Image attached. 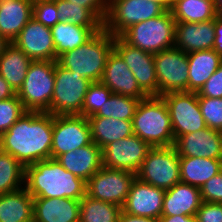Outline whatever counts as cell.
I'll use <instances>...</instances> for the list:
<instances>
[{"label":"cell","mask_w":222,"mask_h":222,"mask_svg":"<svg viewBox=\"0 0 222 222\" xmlns=\"http://www.w3.org/2000/svg\"><path fill=\"white\" fill-rule=\"evenodd\" d=\"M53 115L27 111L0 136V149L24 167L51 158Z\"/></svg>","instance_id":"6da1fadb"},{"label":"cell","mask_w":222,"mask_h":222,"mask_svg":"<svg viewBox=\"0 0 222 222\" xmlns=\"http://www.w3.org/2000/svg\"><path fill=\"white\" fill-rule=\"evenodd\" d=\"M24 187L33 198L81 200L86 195V182L53 158L26 166Z\"/></svg>","instance_id":"7a4b0ae2"},{"label":"cell","mask_w":222,"mask_h":222,"mask_svg":"<svg viewBox=\"0 0 222 222\" xmlns=\"http://www.w3.org/2000/svg\"><path fill=\"white\" fill-rule=\"evenodd\" d=\"M114 39L103 28L78 48L60 55L57 63L91 82H100Z\"/></svg>","instance_id":"3957f363"},{"label":"cell","mask_w":222,"mask_h":222,"mask_svg":"<svg viewBox=\"0 0 222 222\" xmlns=\"http://www.w3.org/2000/svg\"><path fill=\"white\" fill-rule=\"evenodd\" d=\"M133 134L151 147L174 145V134L166 102L161 96L140 100L132 120Z\"/></svg>","instance_id":"277c9868"},{"label":"cell","mask_w":222,"mask_h":222,"mask_svg":"<svg viewBox=\"0 0 222 222\" xmlns=\"http://www.w3.org/2000/svg\"><path fill=\"white\" fill-rule=\"evenodd\" d=\"M176 22L170 10L162 15L134 24L120 37L129 45L157 54L174 47Z\"/></svg>","instance_id":"5b68a950"},{"label":"cell","mask_w":222,"mask_h":222,"mask_svg":"<svg viewBox=\"0 0 222 222\" xmlns=\"http://www.w3.org/2000/svg\"><path fill=\"white\" fill-rule=\"evenodd\" d=\"M57 61H32L16 95L27 111L50 113Z\"/></svg>","instance_id":"8992f818"},{"label":"cell","mask_w":222,"mask_h":222,"mask_svg":"<svg viewBox=\"0 0 222 222\" xmlns=\"http://www.w3.org/2000/svg\"><path fill=\"white\" fill-rule=\"evenodd\" d=\"M91 83L90 80L56 63L50 113L52 115L82 116V104Z\"/></svg>","instance_id":"52a82bcc"},{"label":"cell","mask_w":222,"mask_h":222,"mask_svg":"<svg viewBox=\"0 0 222 222\" xmlns=\"http://www.w3.org/2000/svg\"><path fill=\"white\" fill-rule=\"evenodd\" d=\"M136 177L142 182L167 190L180 180V162L174 146L152 147Z\"/></svg>","instance_id":"ba28073f"},{"label":"cell","mask_w":222,"mask_h":222,"mask_svg":"<svg viewBox=\"0 0 222 222\" xmlns=\"http://www.w3.org/2000/svg\"><path fill=\"white\" fill-rule=\"evenodd\" d=\"M166 9L152 0H109L104 29L114 37L142 21L162 15Z\"/></svg>","instance_id":"9c48e42d"},{"label":"cell","mask_w":222,"mask_h":222,"mask_svg":"<svg viewBox=\"0 0 222 222\" xmlns=\"http://www.w3.org/2000/svg\"><path fill=\"white\" fill-rule=\"evenodd\" d=\"M167 104L174 139L206 128L197 92H170L161 96Z\"/></svg>","instance_id":"30bf717a"},{"label":"cell","mask_w":222,"mask_h":222,"mask_svg":"<svg viewBox=\"0 0 222 222\" xmlns=\"http://www.w3.org/2000/svg\"><path fill=\"white\" fill-rule=\"evenodd\" d=\"M135 178V173L102 166L86 182V194L122 207Z\"/></svg>","instance_id":"8fae6325"},{"label":"cell","mask_w":222,"mask_h":222,"mask_svg":"<svg viewBox=\"0 0 222 222\" xmlns=\"http://www.w3.org/2000/svg\"><path fill=\"white\" fill-rule=\"evenodd\" d=\"M158 96L170 92L188 91L187 53L176 48H168L154 54Z\"/></svg>","instance_id":"7c38bea8"},{"label":"cell","mask_w":222,"mask_h":222,"mask_svg":"<svg viewBox=\"0 0 222 222\" xmlns=\"http://www.w3.org/2000/svg\"><path fill=\"white\" fill-rule=\"evenodd\" d=\"M92 143L88 119L80 115H53L51 158Z\"/></svg>","instance_id":"4fadbf2b"},{"label":"cell","mask_w":222,"mask_h":222,"mask_svg":"<svg viewBox=\"0 0 222 222\" xmlns=\"http://www.w3.org/2000/svg\"><path fill=\"white\" fill-rule=\"evenodd\" d=\"M113 50L122 58L147 96H158V81L154 54L126 43L120 36L114 39Z\"/></svg>","instance_id":"5bb4252c"},{"label":"cell","mask_w":222,"mask_h":222,"mask_svg":"<svg viewBox=\"0 0 222 222\" xmlns=\"http://www.w3.org/2000/svg\"><path fill=\"white\" fill-rule=\"evenodd\" d=\"M151 148L134 134L111 142L102 149L103 166L136 174Z\"/></svg>","instance_id":"9a60e30c"},{"label":"cell","mask_w":222,"mask_h":222,"mask_svg":"<svg viewBox=\"0 0 222 222\" xmlns=\"http://www.w3.org/2000/svg\"><path fill=\"white\" fill-rule=\"evenodd\" d=\"M32 61H57L51 29L32 18L12 42Z\"/></svg>","instance_id":"2e32d148"},{"label":"cell","mask_w":222,"mask_h":222,"mask_svg":"<svg viewBox=\"0 0 222 222\" xmlns=\"http://www.w3.org/2000/svg\"><path fill=\"white\" fill-rule=\"evenodd\" d=\"M164 194V189L142 182L136 177L121 209L130 215L159 219Z\"/></svg>","instance_id":"e0dca14e"},{"label":"cell","mask_w":222,"mask_h":222,"mask_svg":"<svg viewBox=\"0 0 222 222\" xmlns=\"http://www.w3.org/2000/svg\"><path fill=\"white\" fill-rule=\"evenodd\" d=\"M179 156L222 159V131L204 128L174 141Z\"/></svg>","instance_id":"ac0fdd59"},{"label":"cell","mask_w":222,"mask_h":222,"mask_svg":"<svg viewBox=\"0 0 222 222\" xmlns=\"http://www.w3.org/2000/svg\"><path fill=\"white\" fill-rule=\"evenodd\" d=\"M100 82L114 94L131 96L140 100L148 97L141 90L129 67L114 50L108 55Z\"/></svg>","instance_id":"d6986e66"},{"label":"cell","mask_w":222,"mask_h":222,"mask_svg":"<svg viewBox=\"0 0 222 222\" xmlns=\"http://www.w3.org/2000/svg\"><path fill=\"white\" fill-rule=\"evenodd\" d=\"M215 41L214 19L205 22H176L174 46L190 53L211 50Z\"/></svg>","instance_id":"ffe728a7"},{"label":"cell","mask_w":222,"mask_h":222,"mask_svg":"<svg viewBox=\"0 0 222 222\" xmlns=\"http://www.w3.org/2000/svg\"><path fill=\"white\" fill-rule=\"evenodd\" d=\"M80 201L70 198H33V222H74L79 220Z\"/></svg>","instance_id":"44dd1931"},{"label":"cell","mask_w":222,"mask_h":222,"mask_svg":"<svg viewBox=\"0 0 222 222\" xmlns=\"http://www.w3.org/2000/svg\"><path fill=\"white\" fill-rule=\"evenodd\" d=\"M201 203L200 188L179 182L165 190L161 216H194Z\"/></svg>","instance_id":"7402d4cb"},{"label":"cell","mask_w":222,"mask_h":222,"mask_svg":"<svg viewBox=\"0 0 222 222\" xmlns=\"http://www.w3.org/2000/svg\"><path fill=\"white\" fill-rule=\"evenodd\" d=\"M57 160L67 171L85 182L103 166L102 149L94 142L61 154Z\"/></svg>","instance_id":"603a6c76"},{"label":"cell","mask_w":222,"mask_h":222,"mask_svg":"<svg viewBox=\"0 0 222 222\" xmlns=\"http://www.w3.org/2000/svg\"><path fill=\"white\" fill-rule=\"evenodd\" d=\"M32 0H0V35L12 43L33 18Z\"/></svg>","instance_id":"cb8c5ba5"},{"label":"cell","mask_w":222,"mask_h":222,"mask_svg":"<svg viewBox=\"0 0 222 222\" xmlns=\"http://www.w3.org/2000/svg\"><path fill=\"white\" fill-rule=\"evenodd\" d=\"M188 91L198 92L212 74L222 64V56L213 49L187 53Z\"/></svg>","instance_id":"d4e9b609"},{"label":"cell","mask_w":222,"mask_h":222,"mask_svg":"<svg viewBox=\"0 0 222 222\" xmlns=\"http://www.w3.org/2000/svg\"><path fill=\"white\" fill-rule=\"evenodd\" d=\"M103 28L82 27L65 21H59L55 26L50 28L56 57L58 58L63 53L78 48Z\"/></svg>","instance_id":"484cf974"},{"label":"cell","mask_w":222,"mask_h":222,"mask_svg":"<svg viewBox=\"0 0 222 222\" xmlns=\"http://www.w3.org/2000/svg\"><path fill=\"white\" fill-rule=\"evenodd\" d=\"M179 162L181 182L198 188L222 171V159L179 156Z\"/></svg>","instance_id":"4316f807"},{"label":"cell","mask_w":222,"mask_h":222,"mask_svg":"<svg viewBox=\"0 0 222 222\" xmlns=\"http://www.w3.org/2000/svg\"><path fill=\"white\" fill-rule=\"evenodd\" d=\"M0 222H33V196L25 187L0 194Z\"/></svg>","instance_id":"83f0119b"},{"label":"cell","mask_w":222,"mask_h":222,"mask_svg":"<svg viewBox=\"0 0 222 222\" xmlns=\"http://www.w3.org/2000/svg\"><path fill=\"white\" fill-rule=\"evenodd\" d=\"M91 139L103 149L111 142L133 135L132 121L106 117H88Z\"/></svg>","instance_id":"f1b7e54d"},{"label":"cell","mask_w":222,"mask_h":222,"mask_svg":"<svg viewBox=\"0 0 222 222\" xmlns=\"http://www.w3.org/2000/svg\"><path fill=\"white\" fill-rule=\"evenodd\" d=\"M32 60L14 43H9L0 56V75L17 92L26 78Z\"/></svg>","instance_id":"f546056e"},{"label":"cell","mask_w":222,"mask_h":222,"mask_svg":"<svg viewBox=\"0 0 222 222\" xmlns=\"http://www.w3.org/2000/svg\"><path fill=\"white\" fill-rule=\"evenodd\" d=\"M170 11L175 22H205L219 15L214 0H174Z\"/></svg>","instance_id":"4dcf8cb0"},{"label":"cell","mask_w":222,"mask_h":222,"mask_svg":"<svg viewBox=\"0 0 222 222\" xmlns=\"http://www.w3.org/2000/svg\"><path fill=\"white\" fill-rule=\"evenodd\" d=\"M120 206L93 199L87 194L80 201L81 222H118Z\"/></svg>","instance_id":"1f68e13d"},{"label":"cell","mask_w":222,"mask_h":222,"mask_svg":"<svg viewBox=\"0 0 222 222\" xmlns=\"http://www.w3.org/2000/svg\"><path fill=\"white\" fill-rule=\"evenodd\" d=\"M24 186L25 167L11 154L0 149V194L14 192Z\"/></svg>","instance_id":"d6a6232c"},{"label":"cell","mask_w":222,"mask_h":222,"mask_svg":"<svg viewBox=\"0 0 222 222\" xmlns=\"http://www.w3.org/2000/svg\"><path fill=\"white\" fill-rule=\"evenodd\" d=\"M140 99L114 94L103 104V106L90 117H106L119 120H133Z\"/></svg>","instance_id":"836d02e7"},{"label":"cell","mask_w":222,"mask_h":222,"mask_svg":"<svg viewBox=\"0 0 222 222\" xmlns=\"http://www.w3.org/2000/svg\"><path fill=\"white\" fill-rule=\"evenodd\" d=\"M60 21L82 27H104V24L88 9L67 0H54Z\"/></svg>","instance_id":"e575fe53"},{"label":"cell","mask_w":222,"mask_h":222,"mask_svg":"<svg viewBox=\"0 0 222 222\" xmlns=\"http://www.w3.org/2000/svg\"><path fill=\"white\" fill-rule=\"evenodd\" d=\"M112 95V91L101 82H92L82 104V116L94 115Z\"/></svg>","instance_id":"d590c367"},{"label":"cell","mask_w":222,"mask_h":222,"mask_svg":"<svg viewBox=\"0 0 222 222\" xmlns=\"http://www.w3.org/2000/svg\"><path fill=\"white\" fill-rule=\"evenodd\" d=\"M25 112H27V110L17 95L6 100H1L0 136L11 128Z\"/></svg>","instance_id":"8d00e7d4"},{"label":"cell","mask_w":222,"mask_h":222,"mask_svg":"<svg viewBox=\"0 0 222 222\" xmlns=\"http://www.w3.org/2000/svg\"><path fill=\"white\" fill-rule=\"evenodd\" d=\"M198 103L206 126L222 131V98L198 97Z\"/></svg>","instance_id":"74e56055"},{"label":"cell","mask_w":222,"mask_h":222,"mask_svg":"<svg viewBox=\"0 0 222 222\" xmlns=\"http://www.w3.org/2000/svg\"><path fill=\"white\" fill-rule=\"evenodd\" d=\"M33 18L46 27L55 26L60 20L54 0L33 1Z\"/></svg>","instance_id":"f35d334b"},{"label":"cell","mask_w":222,"mask_h":222,"mask_svg":"<svg viewBox=\"0 0 222 222\" xmlns=\"http://www.w3.org/2000/svg\"><path fill=\"white\" fill-rule=\"evenodd\" d=\"M200 193L202 202L222 203V171L207 180Z\"/></svg>","instance_id":"ab89813d"},{"label":"cell","mask_w":222,"mask_h":222,"mask_svg":"<svg viewBox=\"0 0 222 222\" xmlns=\"http://www.w3.org/2000/svg\"><path fill=\"white\" fill-rule=\"evenodd\" d=\"M198 97L222 98V64L197 92Z\"/></svg>","instance_id":"60d3db41"},{"label":"cell","mask_w":222,"mask_h":222,"mask_svg":"<svg viewBox=\"0 0 222 222\" xmlns=\"http://www.w3.org/2000/svg\"><path fill=\"white\" fill-rule=\"evenodd\" d=\"M196 218L197 222H222V203L202 202Z\"/></svg>","instance_id":"b9f144b4"},{"label":"cell","mask_w":222,"mask_h":222,"mask_svg":"<svg viewBox=\"0 0 222 222\" xmlns=\"http://www.w3.org/2000/svg\"><path fill=\"white\" fill-rule=\"evenodd\" d=\"M76 5L88 8L103 24L109 9V0H67Z\"/></svg>","instance_id":"7bdbcfd3"},{"label":"cell","mask_w":222,"mask_h":222,"mask_svg":"<svg viewBox=\"0 0 222 222\" xmlns=\"http://www.w3.org/2000/svg\"><path fill=\"white\" fill-rule=\"evenodd\" d=\"M215 41L213 50L222 56V14H219L215 19Z\"/></svg>","instance_id":"ee69618b"},{"label":"cell","mask_w":222,"mask_h":222,"mask_svg":"<svg viewBox=\"0 0 222 222\" xmlns=\"http://www.w3.org/2000/svg\"><path fill=\"white\" fill-rule=\"evenodd\" d=\"M118 222H160V220L156 218L134 216L121 211Z\"/></svg>","instance_id":"f6af8a7d"},{"label":"cell","mask_w":222,"mask_h":222,"mask_svg":"<svg viewBox=\"0 0 222 222\" xmlns=\"http://www.w3.org/2000/svg\"><path fill=\"white\" fill-rule=\"evenodd\" d=\"M16 92L9 83L0 75V101L14 97Z\"/></svg>","instance_id":"bcb514c9"},{"label":"cell","mask_w":222,"mask_h":222,"mask_svg":"<svg viewBox=\"0 0 222 222\" xmlns=\"http://www.w3.org/2000/svg\"><path fill=\"white\" fill-rule=\"evenodd\" d=\"M159 220L160 222H197L196 215L194 216H186V215L161 216Z\"/></svg>","instance_id":"7dc6e473"},{"label":"cell","mask_w":222,"mask_h":222,"mask_svg":"<svg viewBox=\"0 0 222 222\" xmlns=\"http://www.w3.org/2000/svg\"><path fill=\"white\" fill-rule=\"evenodd\" d=\"M162 5L166 10H170L174 4V0H152Z\"/></svg>","instance_id":"c3c4849f"},{"label":"cell","mask_w":222,"mask_h":222,"mask_svg":"<svg viewBox=\"0 0 222 222\" xmlns=\"http://www.w3.org/2000/svg\"><path fill=\"white\" fill-rule=\"evenodd\" d=\"M9 44V42L0 35V56L3 54L5 47Z\"/></svg>","instance_id":"681fc988"},{"label":"cell","mask_w":222,"mask_h":222,"mask_svg":"<svg viewBox=\"0 0 222 222\" xmlns=\"http://www.w3.org/2000/svg\"><path fill=\"white\" fill-rule=\"evenodd\" d=\"M215 9L218 14H222V0H214Z\"/></svg>","instance_id":"f907efd6"}]
</instances>
